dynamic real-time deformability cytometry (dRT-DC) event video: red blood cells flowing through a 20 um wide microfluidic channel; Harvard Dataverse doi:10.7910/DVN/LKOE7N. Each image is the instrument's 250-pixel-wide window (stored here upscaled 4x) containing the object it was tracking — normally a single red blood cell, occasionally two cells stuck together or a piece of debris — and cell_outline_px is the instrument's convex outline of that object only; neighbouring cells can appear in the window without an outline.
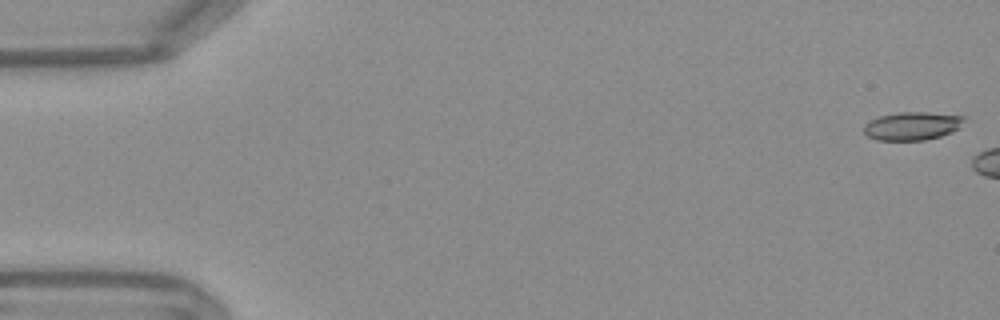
{"species": "Egyptian fruit bat (a non-hibernating species)", "species_latin": "Rousettus aegyptiacus", "temperature_condition": "warm", "stored_images_in_passage": 8, "camera_frame_rate_fps": 3000, "um_per_image_px": 0.085, "frame": {"image": 1, "passage_image": 1, "time_ms": 0.0, "image_size_px": [1000, 320], "cell_outline_px": [[968, 116], [960, 128], [952, 132], [940, 136], [924, 140], [876, 140], [868, 136], [864, 132], [864, 124], [880, 116], [900, 112], [924, 112]], "centroid_in_image_um": [77.59, 10.7], "position_along_channel_um": 7.4, "area_um2": 16.53}}